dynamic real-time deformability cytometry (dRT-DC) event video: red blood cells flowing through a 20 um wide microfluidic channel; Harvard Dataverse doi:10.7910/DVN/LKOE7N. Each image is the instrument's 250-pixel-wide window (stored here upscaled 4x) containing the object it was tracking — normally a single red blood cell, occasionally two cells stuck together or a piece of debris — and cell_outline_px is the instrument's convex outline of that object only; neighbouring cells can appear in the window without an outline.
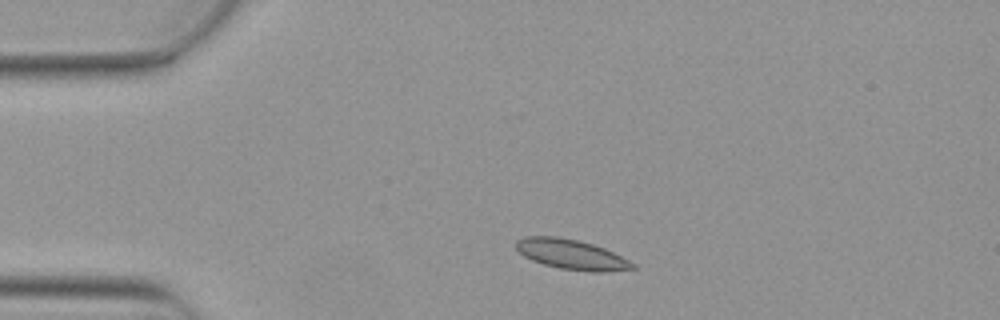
{"species": "Egyptian fruit bat (a non-hibernating species)", "species_latin": "Rousettus aegyptiacus", "temperature_condition": "warm", "stored_images_in_passage": 3, "camera_frame_rate_fps": 3000, "um_per_image_px": 0.085, "animal": {"sex": "female"}, "frame": {"image": 1, "passage_image": 2, "time_ms": 0.333, "image_size_px": [1000, 320], "cell_outline_px": [[636, 268], [604, 272], [592, 272], [560, 268], [544, 264], [532, 260], [524, 256], [516, 248], [516, 240], [524, 236], [560, 236], [580, 240], [604, 248], [636, 264]], "centroid_in_image_um": [48.56, 21.61], "position_along_channel_um": 36.4, "area_um2": 20.35}}